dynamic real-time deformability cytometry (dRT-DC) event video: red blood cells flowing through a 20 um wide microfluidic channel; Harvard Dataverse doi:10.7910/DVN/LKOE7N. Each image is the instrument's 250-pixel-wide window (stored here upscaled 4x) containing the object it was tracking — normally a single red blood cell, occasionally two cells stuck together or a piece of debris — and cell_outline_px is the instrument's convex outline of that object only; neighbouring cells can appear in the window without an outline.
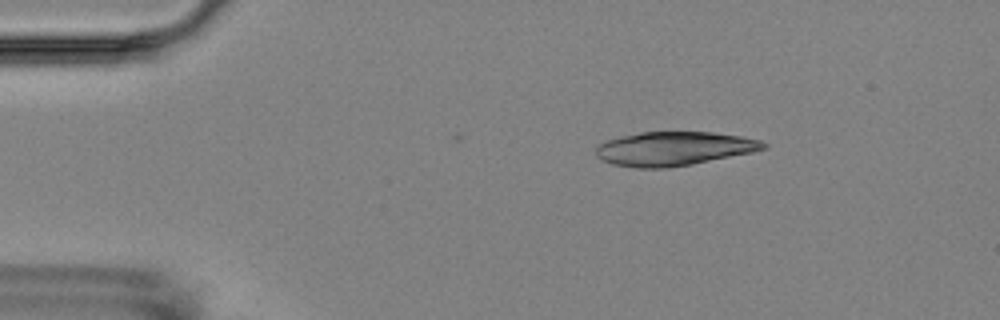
{"species": "Egyptian fruit bat (a non-hibernating species)", "species_latin": "Rousettus aegyptiacus", "temperature_condition": "room temperature", "stored_images_in_passage": 4, "camera_frame_rate_fps": 3000, "um_per_image_px": 0.085, "animal": {"sex": "female"}, "frame": {"image": 1, "passage_image": 2, "time_ms": 1.0, "image_size_px": [1000, 320], "cell_outline_px": [[768, 148], [752, 152], [692, 164], [668, 168], [636, 168], [612, 164], [596, 156], [596, 148], [600, 144], [608, 140], [620, 136], [640, 132], [712, 132], [740, 136], [760, 140], [768, 144]], "centroid_in_image_um": [57.29, 12.63], "position_along_channel_um": 27.7, "area_um2": 33.06}}